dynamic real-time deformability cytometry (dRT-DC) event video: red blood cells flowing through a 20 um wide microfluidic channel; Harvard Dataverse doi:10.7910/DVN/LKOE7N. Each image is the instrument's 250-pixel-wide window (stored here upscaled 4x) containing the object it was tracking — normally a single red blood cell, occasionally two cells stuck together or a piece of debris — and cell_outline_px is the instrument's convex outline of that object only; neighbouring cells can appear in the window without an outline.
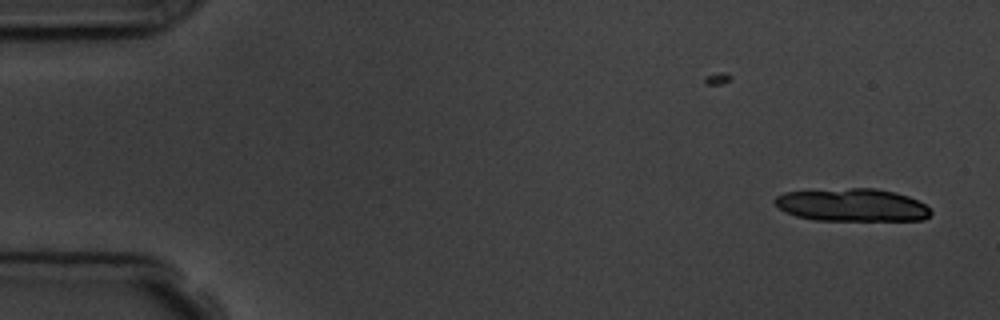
{"species": "common noctule bat (a hibernating species)", "species_latin": "Nyctalus noctula", "temperature_condition": "room temperature", "stored_images_in_passage": 3, "camera_frame_rate_fps": 3000, "um_per_image_px": 0.085, "animal": {"sex": "male", "body_mass_g": 19.5, "forearm_length_mm": 54.6}, "frame": {"image": 1, "passage_image": 3, "time_ms": 2.333, "image_size_px": [1000, 320], "cell_outline_px": [[932, 212], [924, 220], [816, 220], [796, 216], [784, 212], [772, 200], [776, 196], [784, 192], [848, 188], [876, 188], [896, 192], [908, 196], [924, 204]], "centroid_in_image_um": [72.41, 17.42], "position_along_channel_um": 12.6, "area_um2": 29.82}}